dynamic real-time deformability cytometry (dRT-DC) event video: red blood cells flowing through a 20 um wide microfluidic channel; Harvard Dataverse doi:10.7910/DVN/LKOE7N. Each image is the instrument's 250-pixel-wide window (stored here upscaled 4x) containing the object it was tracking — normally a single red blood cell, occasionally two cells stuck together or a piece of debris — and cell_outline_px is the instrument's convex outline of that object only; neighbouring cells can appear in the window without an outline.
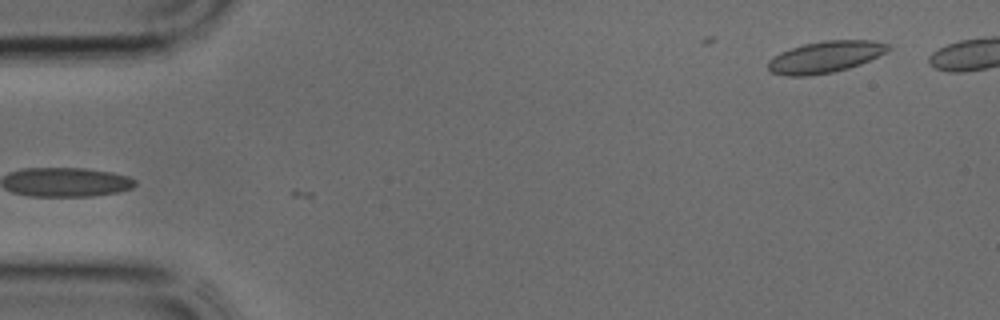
{"species": "common noctule bat (a hibernating species)", "species_latin": "Nyctalus noctula", "temperature_condition": "cold", "stored_images_in_passage": 4, "camera_frame_rate_fps": 3000, "um_per_image_px": 0.085, "animal": {"sex": "male", "body_mass_g": 17.9, "forearm_length_mm": 54.2}, "frame": {"image": 1, "passage_image": 4, "time_ms": 1.0, "image_size_px": [1000, 320], "cell_outline_px": [[892, 48], [860, 64], [848, 68], [832, 72], [808, 76], [784, 76], [772, 72], [768, 68], [768, 60], [780, 52], [804, 44], [824, 40], [872, 40], [888, 44]], "centroid_in_image_um": [70.11, 4.84], "position_along_channel_um": 14.9, "area_um2": 21.91}}